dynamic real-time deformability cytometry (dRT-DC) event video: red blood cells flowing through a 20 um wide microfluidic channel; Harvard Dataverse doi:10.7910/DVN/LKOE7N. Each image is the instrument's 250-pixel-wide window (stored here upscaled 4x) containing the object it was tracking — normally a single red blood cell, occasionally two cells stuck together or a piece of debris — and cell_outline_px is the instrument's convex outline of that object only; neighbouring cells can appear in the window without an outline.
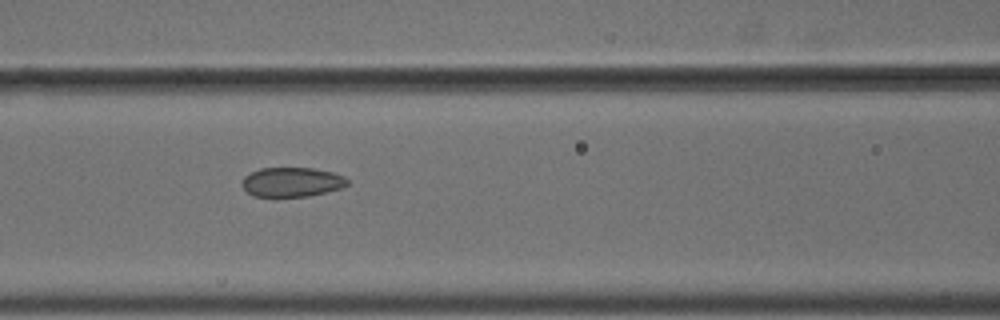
{"species": "common noctule bat (a hibernating species)", "species_latin": "Nyctalus noctula", "temperature_condition": "cold", "stored_images_in_passage": 6, "camera_frame_rate_fps": 3000, "um_per_image_px": 0.085, "animal": {"sex": "male", "body_mass_g": 18.8}, "frame": {"image": 1, "passage_image": 3, "time_ms": 0.667, "image_size_px": [1000, 320], "cell_outline_px": [[348, 184], [340, 188], [308, 196], [252, 196], [240, 184], [244, 176], [260, 168], [312, 168], [332, 172], [344, 176], [348, 180]], "centroid_in_image_um": [24.78, 15.47], "position_along_channel_um": 141.8, "area_um2": 17.92}}
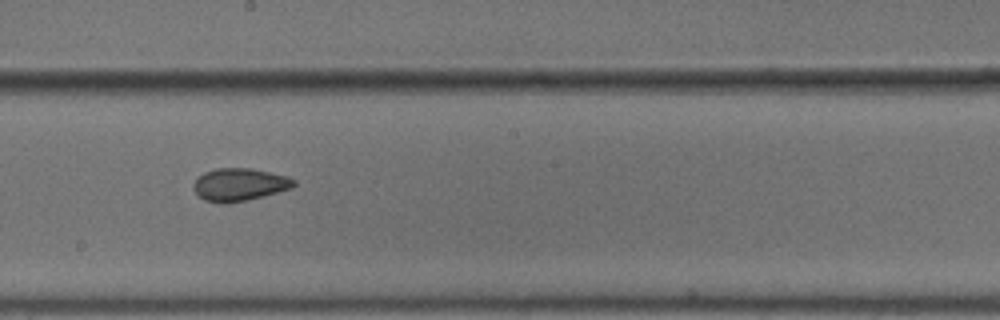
{"frame": {"image": 2, "passage_image": 5, "time_ms": 1.333, "image_size_px": [1000, 320], "cell_outline_px": [[296, 184], [292, 188], [248, 200], [224, 204], [204, 200], [192, 188], [196, 180], [204, 172], [216, 168], [248, 168], [288, 176], [296, 180]], "centroid_in_image_um": [20.36, 15.69], "position_along_channel_um": 227.8, "area_um2": 19.02}}
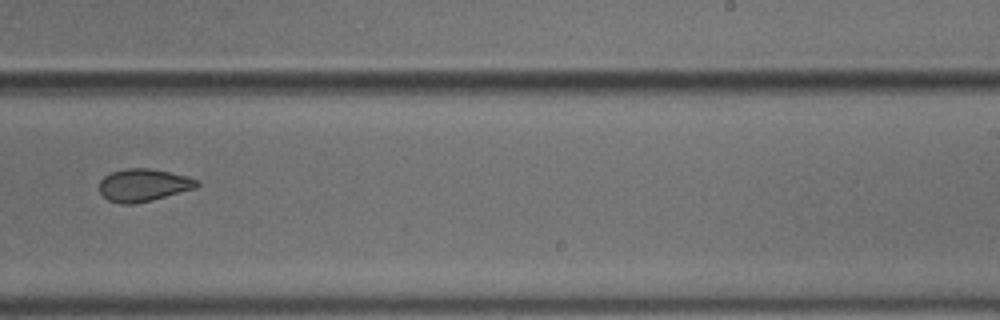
{"frame": {"image": 3, "passage_image": 6, "time_ms": 1.667, "image_size_px": [1000, 320], "cell_outline_px": [[200, 184], [196, 188], [152, 200], [132, 204], [120, 204], [108, 200], [100, 192], [100, 180], [104, 176], [112, 172], [128, 168], [148, 168], [188, 176], [200, 180]], "centroid_in_image_um": [12.21, 15.73], "position_along_channel_um": 276.8, "area_um2": 18.5}}